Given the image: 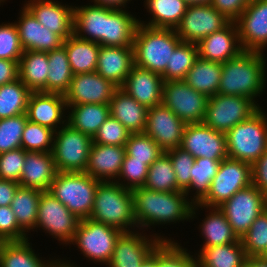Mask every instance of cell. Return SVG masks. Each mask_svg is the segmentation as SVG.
<instances>
[{
	"instance_id": "7402d4cb",
	"label": "cell",
	"mask_w": 267,
	"mask_h": 267,
	"mask_svg": "<svg viewBox=\"0 0 267 267\" xmlns=\"http://www.w3.org/2000/svg\"><path fill=\"white\" fill-rule=\"evenodd\" d=\"M19 20L14 22L18 28L21 47L24 51L49 52L60 48L63 39L42 26L35 16L23 5Z\"/></svg>"
},
{
	"instance_id": "3957f363",
	"label": "cell",
	"mask_w": 267,
	"mask_h": 267,
	"mask_svg": "<svg viewBox=\"0 0 267 267\" xmlns=\"http://www.w3.org/2000/svg\"><path fill=\"white\" fill-rule=\"evenodd\" d=\"M90 218L122 232L136 231L137 223L131 190L115 181L100 182L96 189Z\"/></svg>"
},
{
	"instance_id": "4dcf8cb0",
	"label": "cell",
	"mask_w": 267,
	"mask_h": 267,
	"mask_svg": "<svg viewBox=\"0 0 267 267\" xmlns=\"http://www.w3.org/2000/svg\"><path fill=\"white\" fill-rule=\"evenodd\" d=\"M88 4L74 7L73 34L104 46L105 7Z\"/></svg>"
},
{
	"instance_id": "7a4b0ae2",
	"label": "cell",
	"mask_w": 267,
	"mask_h": 267,
	"mask_svg": "<svg viewBox=\"0 0 267 267\" xmlns=\"http://www.w3.org/2000/svg\"><path fill=\"white\" fill-rule=\"evenodd\" d=\"M265 54L242 51L237 57L222 63L218 94L248 97L256 102L266 87Z\"/></svg>"
},
{
	"instance_id": "9f6ffc18",
	"label": "cell",
	"mask_w": 267,
	"mask_h": 267,
	"mask_svg": "<svg viewBox=\"0 0 267 267\" xmlns=\"http://www.w3.org/2000/svg\"><path fill=\"white\" fill-rule=\"evenodd\" d=\"M30 239L18 225L10 206H0V242L24 241Z\"/></svg>"
},
{
	"instance_id": "5bb4252c",
	"label": "cell",
	"mask_w": 267,
	"mask_h": 267,
	"mask_svg": "<svg viewBox=\"0 0 267 267\" xmlns=\"http://www.w3.org/2000/svg\"><path fill=\"white\" fill-rule=\"evenodd\" d=\"M229 22L211 5L188 6L175 31L181 41L197 44Z\"/></svg>"
},
{
	"instance_id": "816d5d0a",
	"label": "cell",
	"mask_w": 267,
	"mask_h": 267,
	"mask_svg": "<svg viewBox=\"0 0 267 267\" xmlns=\"http://www.w3.org/2000/svg\"><path fill=\"white\" fill-rule=\"evenodd\" d=\"M169 156L173 170L176 174L177 188L179 191H186L190 186L192 167L195 158L181 147L165 151Z\"/></svg>"
},
{
	"instance_id": "7c38bea8",
	"label": "cell",
	"mask_w": 267,
	"mask_h": 267,
	"mask_svg": "<svg viewBox=\"0 0 267 267\" xmlns=\"http://www.w3.org/2000/svg\"><path fill=\"white\" fill-rule=\"evenodd\" d=\"M208 97L190 87L184 80L164 81L162 104L185 124L202 123Z\"/></svg>"
},
{
	"instance_id": "7dc6e473",
	"label": "cell",
	"mask_w": 267,
	"mask_h": 267,
	"mask_svg": "<svg viewBox=\"0 0 267 267\" xmlns=\"http://www.w3.org/2000/svg\"><path fill=\"white\" fill-rule=\"evenodd\" d=\"M55 131L27 120L21 139V148L31 152H51Z\"/></svg>"
},
{
	"instance_id": "bcb514c9",
	"label": "cell",
	"mask_w": 267,
	"mask_h": 267,
	"mask_svg": "<svg viewBox=\"0 0 267 267\" xmlns=\"http://www.w3.org/2000/svg\"><path fill=\"white\" fill-rule=\"evenodd\" d=\"M125 153L132 160L144 161L150 166L157 158L165 153L162 148L145 133H131L125 144Z\"/></svg>"
},
{
	"instance_id": "d4e9b609",
	"label": "cell",
	"mask_w": 267,
	"mask_h": 267,
	"mask_svg": "<svg viewBox=\"0 0 267 267\" xmlns=\"http://www.w3.org/2000/svg\"><path fill=\"white\" fill-rule=\"evenodd\" d=\"M134 66L133 46H100L96 72L121 88Z\"/></svg>"
},
{
	"instance_id": "8d00e7d4",
	"label": "cell",
	"mask_w": 267,
	"mask_h": 267,
	"mask_svg": "<svg viewBox=\"0 0 267 267\" xmlns=\"http://www.w3.org/2000/svg\"><path fill=\"white\" fill-rule=\"evenodd\" d=\"M221 74L222 63L198 57L187 72L184 81L197 92L211 97L218 93Z\"/></svg>"
},
{
	"instance_id": "83f0119b",
	"label": "cell",
	"mask_w": 267,
	"mask_h": 267,
	"mask_svg": "<svg viewBox=\"0 0 267 267\" xmlns=\"http://www.w3.org/2000/svg\"><path fill=\"white\" fill-rule=\"evenodd\" d=\"M203 208L209 210V213L205 215L206 217L199 225L204 240L202 248L226 245L240 239L218 207H204L199 203H194L191 210V220L196 218L197 210Z\"/></svg>"
},
{
	"instance_id": "f35d334b",
	"label": "cell",
	"mask_w": 267,
	"mask_h": 267,
	"mask_svg": "<svg viewBox=\"0 0 267 267\" xmlns=\"http://www.w3.org/2000/svg\"><path fill=\"white\" fill-rule=\"evenodd\" d=\"M41 190L19 186L11 202L18 225L28 234L34 231L38 218Z\"/></svg>"
},
{
	"instance_id": "681fc988",
	"label": "cell",
	"mask_w": 267,
	"mask_h": 267,
	"mask_svg": "<svg viewBox=\"0 0 267 267\" xmlns=\"http://www.w3.org/2000/svg\"><path fill=\"white\" fill-rule=\"evenodd\" d=\"M26 114L0 119V153L21 148Z\"/></svg>"
},
{
	"instance_id": "e7e4bbea",
	"label": "cell",
	"mask_w": 267,
	"mask_h": 267,
	"mask_svg": "<svg viewBox=\"0 0 267 267\" xmlns=\"http://www.w3.org/2000/svg\"><path fill=\"white\" fill-rule=\"evenodd\" d=\"M139 267H156V247L153 249L151 255L147 257Z\"/></svg>"
},
{
	"instance_id": "a7ac6f4b",
	"label": "cell",
	"mask_w": 267,
	"mask_h": 267,
	"mask_svg": "<svg viewBox=\"0 0 267 267\" xmlns=\"http://www.w3.org/2000/svg\"><path fill=\"white\" fill-rule=\"evenodd\" d=\"M259 256L267 260V246L266 249Z\"/></svg>"
},
{
	"instance_id": "d590c367",
	"label": "cell",
	"mask_w": 267,
	"mask_h": 267,
	"mask_svg": "<svg viewBox=\"0 0 267 267\" xmlns=\"http://www.w3.org/2000/svg\"><path fill=\"white\" fill-rule=\"evenodd\" d=\"M73 74L96 71L100 45L74 34L63 41Z\"/></svg>"
},
{
	"instance_id": "d6a6232c",
	"label": "cell",
	"mask_w": 267,
	"mask_h": 267,
	"mask_svg": "<svg viewBox=\"0 0 267 267\" xmlns=\"http://www.w3.org/2000/svg\"><path fill=\"white\" fill-rule=\"evenodd\" d=\"M48 53L24 51L18 63L19 79L32 91L47 93Z\"/></svg>"
},
{
	"instance_id": "6da1fadb",
	"label": "cell",
	"mask_w": 267,
	"mask_h": 267,
	"mask_svg": "<svg viewBox=\"0 0 267 267\" xmlns=\"http://www.w3.org/2000/svg\"><path fill=\"white\" fill-rule=\"evenodd\" d=\"M131 192L138 230L191 219L194 203L184 191L159 192L143 186L132 189Z\"/></svg>"
},
{
	"instance_id": "f546056e",
	"label": "cell",
	"mask_w": 267,
	"mask_h": 267,
	"mask_svg": "<svg viewBox=\"0 0 267 267\" xmlns=\"http://www.w3.org/2000/svg\"><path fill=\"white\" fill-rule=\"evenodd\" d=\"M138 20L128 10L105 7L104 46H133Z\"/></svg>"
},
{
	"instance_id": "f5cc1de1",
	"label": "cell",
	"mask_w": 267,
	"mask_h": 267,
	"mask_svg": "<svg viewBox=\"0 0 267 267\" xmlns=\"http://www.w3.org/2000/svg\"><path fill=\"white\" fill-rule=\"evenodd\" d=\"M131 132L113 116H109L93 137V143L125 146Z\"/></svg>"
},
{
	"instance_id": "4316f807",
	"label": "cell",
	"mask_w": 267,
	"mask_h": 267,
	"mask_svg": "<svg viewBox=\"0 0 267 267\" xmlns=\"http://www.w3.org/2000/svg\"><path fill=\"white\" fill-rule=\"evenodd\" d=\"M56 173L57 169L51 152L26 151L19 184L42 192L48 191Z\"/></svg>"
},
{
	"instance_id": "836d02e7",
	"label": "cell",
	"mask_w": 267,
	"mask_h": 267,
	"mask_svg": "<svg viewBox=\"0 0 267 267\" xmlns=\"http://www.w3.org/2000/svg\"><path fill=\"white\" fill-rule=\"evenodd\" d=\"M197 267H245L247 255L241 240L226 245L201 248L195 256Z\"/></svg>"
},
{
	"instance_id": "b9f144b4",
	"label": "cell",
	"mask_w": 267,
	"mask_h": 267,
	"mask_svg": "<svg viewBox=\"0 0 267 267\" xmlns=\"http://www.w3.org/2000/svg\"><path fill=\"white\" fill-rule=\"evenodd\" d=\"M221 161L222 160H213L208 158H195V162L191 169L190 186L185 191V194L189 198V195H191L189 193L196 190L195 194L190 196V200L193 203H199L207 195L211 182L217 174Z\"/></svg>"
},
{
	"instance_id": "277c9868",
	"label": "cell",
	"mask_w": 267,
	"mask_h": 267,
	"mask_svg": "<svg viewBox=\"0 0 267 267\" xmlns=\"http://www.w3.org/2000/svg\"><path fill=\"white\" fill-rule=\"evenodd\" d=\"M180 42L175 29L155 28L139 23L133 42L134 65L161 75Z\"/></svg>"
},
{
	"instance_id": "603a6c76",
	"label": "cell",
	"mask_w": 267,
	"mask_h": 267,
	"mask_svg": "<svg viewBox=\"0 0 267 267\" xmlns=\"http://www.w3.org/2000/svg\"><path fill=\"white\" fill-rule=\"evenodd\" d=\"M196 45L198 57L219 63H225L243 51L234 21H230L222 29L204 37Z\"/></svg>"
},
{
	"instance_id": "52a82bcc",
	"label": "cell",
	"mask_w": 267,
	"mask_h": 267,
	"mask_svg": "<svg viewBox=\"0 0 267 267\" xmlns=\"http://www.w3.org/2000/svg\"><path fill=\"white\" fill-rule=\"evenodd\" d=\"M123 232L115 227L82 219L78 223L73 240L69 244L76 245L81 254L95 264L108 265L111 261L117 239Z\"/></svg>"
},
{
	"instance_id": "ab89813d",
	"label": "cell",
	"mask_w": 267,
	"mask_h": 267,
	"mask_svg": "<svg viewBox=\"0 0 267 267\" xmlns=\"http://www.w3.org/2000/svg\"><path fill=\"white\" fill-rule=\"evenodd\" d=\"M49 71L47 75V93L65 94L71 84L73 72L65 47L47 52Z\"/></svg>"
},
{
	"instance_id": "db71d44e",
	"label": "cell",
	"mask_w": 267,
	"mask_h": 267,
	"mask_svg": "<svg viewBox=\"0 0 267 267\" xmlns=\"http://www.w3.org/2000/svg\"><path fill=\"white\" fill-rule=\"evenodd\" d=\"M23 52L16 24H0V58L19 61Z\"/></svg>"
},
{
	"instance_id": "ba28073f",
	"label": "cell",
	"mask_w": 267,
	"mask_h": 267,
	"mask_svg": "<svg viewBox=\"0 0 267 267\" xmlns=\"http://www.w3.org/2000/svg\"><path fill=\"white\" fill-rule=\"evenodd\" d=\"M92 142L67 123L55 131L51 153L57 172H85Z\"/></svg>"
},
{
	"instance_id": "484cf974",
	"label": "cell",
	"mask_w": 267,
	"mask_h": 267,
	"mask_svg": "<svg viewBox=\"0 0 267 267\" xmlns=\"http://www.w3.org/2000/svg\"><path fill=\"white\" fill-rule=\"evenodd\" d=\"M124 156L125 146L92 142L85 173L101 182L116 181L121 171Z\"/></svg>"
},
{
	"instance_id": "f907efd6",
	"label": "cell",
	"mask_w": 267,
	"mask_h": 267,
	"mask_svg": "<svg viewBox=\"0 0 267 267\" xmlns=\"http://www.w3.org/2000/svg\"><path fill=\"white\" fill-rule=\"evenodd\" d=\"M148 170L149 166L144 161L132 160V157L125 153L120 174L115 182L130 190L143 187L147 180Z\"/></svg>"
},
{
	"instance_id": "9a60e30c",
	"label": "cell",
	"mask_w": 267,
	"mask_h": 267,
	"mask_svg": "<svg viewBox=\"0 0 267 267\" xmlns=\"http://www.w3.org/2000/svg\"><path fill=\"white\" fill-rule=\"evenodd\" d=\"M194 158L224 160L228 158L226 134L202 123L186 124L180 146Z\"/></svg>"
},
{
	"instance_id": "5b68a950",
	"label": "cell",
	"mask_w": 267,
	"mask_h": 267,
	"mask_svg": "<svg viewBox=\"0 0 267 267\" xmlns=\"http://www.w3.org/2000/svg\"><path fill=\"white\" fill-rule=\"evenodd\" d=\"M100 182L85 172H57L48 192L82 220L90 218Z\"/></svg>"
},
{
	"instance_id": "6f0895ef",
	"label": "cell",
	"mask_w": 267,
	"mask_h": 267,
	"mask_svg": "<svg viewBox=\"0 0 267 267\" xmlns=\"http://www.w3.org/2000/svg\"><path fill=\"white\" fill-rule=\"evenodd\" d=\"M251 0H212L211 6L228 20L235 21L246 9Z\"/></svg>"
},
{
	"instance_id": "44dd1931",
	"label": "cell",
	"mask_w": 267,
	"mask_h": 267,
	"mask_svg": "<svg viewBox=\"0 0 267 267\" xmlns=\"http://www.w3.org/2000/svg\"><path fill=\"white\" fill-rule=\"evenodd\" d=\"M65 96L59 93L32 92L26 115L29 121L57 131L67 123Z\"/></svg>"
},
{
	"instance_id": "89a4df30",
	"label": "cell",
	"mask_w": 267,
	"mask_h": 267,
	"mask_svg": "<svg viewBox=\"0 0 267 267\" xmlns=\"http://www.w3.org/2000/svg\"><path fill=\"white\" fill-rule=\"evenodd\" d=\"M5 1H6V0H0V5H2L1 3H2V2L4 3Z\"/></svg>"
},
{
	"instance_id": "03108f58",
	"label": "cell",
	"mask_w": 267,
	"mask_h": 267,
	"mask_svg": "<svg viewBox=\"0 0 267 267\" xmlns=\"http://www.w3.org/2000/svg\"><path fill=\"white\" fill-rule=\"evenodd\" d=\"M188 6L211 5L212 0H183Z\"/></svg>"
},
{
	"instance_id": "e0dca14e",
	"label": "cell",
	"mask_w": 267,
	"mask_h": 267,
	"mask_svg": "<svg viewBox=\"0 0 267 267\" xmlns=\"http://www.w3.org/2000/svg\"><path fill=\"white\" fill-rule=\"evenodd\" d=\"M234 22L243 51L263 53L267 47V0H251Z\"/></svg>"
},
{
	"instance_id": "d6986e66",
	"label": "cell",
	"mask_w": 267,
	"mask_h": 267,
	"mask_svg": "<svg viewBox=\"0 0 267 267\" xmlns=\"http://www.w3.org/2000/svg\"><path fill=\"white\" fill-rule=\"evenodd\" d=\"M118 89L96 71L74 74L68 91L64 94L66 105L109 104Z\"/></svg>"
},
{
	"instance_id": "680465c9",
	"label": "cell",
	"mask_w": 267,
	"mask_h": 267,
	"mask_svg": "<svg viewBox=\"0 0 267 267\" xmlns=\"http://www.w3.org/2000/svg\"><path fill=\"white\" fill-rule=\"evenodd\" d=\"M252 185L267 196V150L252 165Z\"/></svg>"
},
{
	"instance_id": "cb8c5ba5",
	"label": "cell",
	"mask_w": 267,
	"mask_h": 267,
	"mask_svg": "<svg viewBox=\"0 0 267 267\" xmlns=\"http://www.w3.org/2000/svg\"><path fill=\"white\" fill-rule=\"evenodd\" d=\"M163 83L162 75L134 65L121 89L140 104L151 108L162 104Z\"/></svg>"
},
{
	"instance_id": "11a10c76",
	"label": "cell",
	"mask_w": 267,
	"mask_h": 267,
	"mask_svg": "<svg viewBox=\"0 0 267 267\" xmlns=\"http://www.w3.org/2000/svg\"><path fill=\"white\" fill-rule=\"evenodd\" d=\"M26 151L22 148L0 153V179L19 183L25 164Z\"/></svg>"
},
{
	"instance_id": "8fae6325",
	"label": "cell",
	"mask_w": 267,
	"mask_h": 267,
	"mask_svg": "<svg viewBox=\"0 0 267 267\" xmlns=\"http://www.w3.org/2000/svg\"><path fill=\"white\" fill-rule=\"evenodd\" d=\"M218 208L226 216L233 231L241 238L255 219L267 209V196L251 184L237 191Z\"/></svg>"
},
{
	"instance_id": "30bf717a",
	"label": "cell",
	"mask_w": 267,
	"mask_h": 267,
	"mask_svg": "<svg viewBox=\"0 0 267 267\" xmlns=\"http://www.w3.org/2000/svg\"><path fill=\"white\" fill-rule=\"evenodd\" d=\"M252 184L251 164L231 158L221 161L207 195L199 202L204 207H219L237 191Z\"/></svg>"
},
{
	"instance_id": "7bdbcfd3",
	"label": "cell",
	"mask_w": 267,
	"mask_h": 267,
	"mask_svg": "<svg viewBox=\"0 0 267 267\" xmlns=\"http://www.w3.org/2000/svg\"><path fill=\"white\" fill-rule=\"evenodd\" d=\"M198 58V49L195 43L181 41L171 54L165 71L161 74L164 81L184 80L187 72Z\"/></svg>"
},
{
	"instance_id": "4fadbf2b",
	"label": "cell",
	"mask_w": 267,
	"mask_h": 267,
	"mask_svg": "<svg viewBox=\"0 0 267 267\" xmlns=\"http://www.w3.org/2000/svg\"><path fill=\"white\" fill-rule=\"evenodd\" d=\"M80 220L48 191H43L38 203V218L35 231L42 228L61 244L73 240Z\"/></svg>"
},
{
	"instance_id": "003e7915",
	"label": "cell",
	"mask_w": 267,
	"mask_h": 267,
	"mask_svg": "<svg viewBox=\"0 0 267 267\" xmlns=\"http://www.w3.org/2000/svg\"><path fill=\"white\" fill-rule=\"evenodd\" d=\"M60 267H80V266H78V265H74V262L73 263H71V261L70 260H62L61 258H60Z\"/></svg>"
},
{
	"instance_id": "f1b7e54d",
	"label": "cell",
	"mask_w": 267,
	"mask_h": 267,
	"mask_svg": "<svg viewBox=\"0 0 267 267\" xmlns=\"http://www.w3.org/2000/svg\"><path fill=\"white\" fill-rule=\"evenodd\" d=\"M110 115L131 133H144L148 108L118 88L109 102Z\"/></svg>"
},
{
	"instance_id": "2e32d148",
	"label": "cell",
	"mask_w": 267,
	"mask_h": 267,
	"mask_svg": "<svg viewBox=\"0 0 267 267\" xmlns=\"http://www.w3.org/2000/svg\"><path fill=\"white\" fill-rule=\"evenodd\" d=\"M139 231L136 229L132 232H123L119 236L107 267H139L161 240H174L161 234H152L149 237L143 233L144 231Z\"/></svg>"
},
{
	"instance_id": "94428289",
	"label": "cell",
	"mask_w": 267,
	"mask_h": 267,
	"mask_svg": "<svg viewBox=\"0 0 267 267\" xmlns=\"http://www.w3.org/2000/svg\"><path fill=\"white\" fill-rule=\"evenodd\" d=\"M20 184L16 181L0 179V206H10Z\"/></svg>"
},
{
	"instance_id": "1f68e13d",
	"label": "cell",
	"mask_w": 267,
	"mask_h": 267,
	"mask_svg": "<svg viewBox=\"0 0 267 267\" xmlns=\"http://www.w3.org/2000/svg\"><path fill=\"white\" fill-rule=\"evenodd\" d=\"M29 240L0 242V267H60V259H41ZM44 260V261H43Z\"/></svg>"
},
{
	"instance_id": "6125c7cd",
	"label": "cell",
	"mask_w": 267,
	"mask_h": 267,
	"mask_svg": "<svg viewBox=\"0 0 267 267\" xmlns=\"http://www.w3.org/2000/svg\"><path fill=\"white\" fill-rule=\"evenodd\" d=\"M91 1V0H90ZM132 0H93L94 5H99L111 9H126L127 3ZM126 6V7H125Z\"/></svg>"
},
{
	"instance_id": "8992f818",
	"label": "cell",
	"mask_w": 267,
	"mask_h": 267,
	"mask_svg": "<svg viewBox=\"0 0 267 267\" xmlns=\"http://www.w3.org/2000/svg\"><path fill=\"white\" fill-rule=\"evenodd\" d=\"M228 158L251 165L267 150V113L260 108L226 133Z\"/></svg>"
},
{
	"instance_id": "e575fe53",
	"label": "cell",
	"mask_w": 267,
	"mask_h": 267,
	"mask_svg": "<svg viewBox=\"0 0 267 267\" xmlns=\"http://www.w3.org/2000/svg\"><path fill=\"white\" fill-rule=\"evenodd\" d=\"M68 111L67 124L73 129L85 133L92 139L99 127L110 116L109 104L66 105Z\"/></svg>"
},
{
	"instance_id": "be15d7a7",
	"label": "cell",
	"mask_w": 267,
	"mask_h": 267,
	"mask_svg": "<svg viewBox=\"0 0 267 267\" xmlns=\"http://www.w3.org/2000/svg\"><path fill=\"white\" fill-rule=\"evenodd\" d=\"M247 267H267V260L260 256H249L246 259Z\"/></svg>"
},
{
	"instance_id": "ac0fdd59",
	"label": "cell",
	"mask_w": 267,
	"mask_h": 267,
	"mask_svg": "<svg viewBox=\"0 0 267 267\" xmlns=\"http://www.w3.org/2000/svg\"><path fill=\"white\" fill-rule=\"evenodd\" d=\"M186 124L163 104L148 108L144 133L162 150L180 147Z\"/></svg>"
},
{
	"instance_id": "f6af8a7d",
	"label": "cell",
	"mask_w": 267,
	"mask_h": 267,
	"mask_svg": "<svg viewBox=\"0 0 267 267\" xmlns=\"http://www.w3.org/2000/svg\"><path fill=\"white\" fill-rule=\"evenodd\" d=\"M191 254L175 240H161L156 246V267H197Z\"/></svg>"
},
{
	"instance_id": "ffe728a7",
	"label": "cell",
	"mask_w": 267,
	"mask_h": 267,
	"mask_svg": "<svg viewBox=\"0 0 267 267\" xmlns=\"http://www.w3.org/2000/svg\"><path fill=\"white\" fill-rule=\"evenodd\" d=\"M24 6L42 26L49 28L63 40L73 35L75 6L55 0H28Z\"/></svg>"
},
{
	"instance_id": "91938a15",
	"label": "cell",
	"mask_w": 267,
	"mask_h": 267,
	"mask_svg": "<svg viewBox=\"0 0 267 267\" xmlns=\"http://www.w3.org/2000/svg\"><path fill=\"white\" fill-rule=\"evenodd\" d=\"M18 63L19 61L0 58V86L19 78Z\"/></svg>"
},
{
	"instance_id": "9c48e42d",
	"label": "cell",
	"mask_w": 267,
	"mask_h": 267,
	"mask_svg": "<svg viewBox=\"0 0 267 267\" xmlns=\"http://www.w3.org/2000/svg\"><path fill=\"white\" fill-rule=\"evenodd\" d=\"M261 107L248 97L216 94L208 97L203 123L215 131L227 133L246 121Z\"/></svg>"
},
{
	"instance_id": "ee69618b",
	"label": "cell",
	"mask_w": 267,
	"mask_h": 267,
	"mask_svg": "<svg viewBox=\"0 0 267 267\" xmlns=\"http://www.w3.org/2000/svg\"><path fill=\"white\" fill-rule=\"evenodd\" d=\"M144 187L159 192L179 191L172 162L166 153H163L149 166Z\"/></svg>"
},
{
	"instance_id": "74e56055",
	"label": "cell",
	"mask_w": 267,
	"mask_h": 267,
	"mask_svg": "<svg viewBox=\"0 0 267 267\" xmlns=\"http://www.w3.org/2000/svg\"><path fill=\"white\" fill-rule=\"evenodd\" d=\"M144 3L152 19L148 23L142 20L138 22L155 28L175 29L188 7L183 0H145Z\"/></svg>"
},
{
	"instance_id": "60d3db41",
	"label": "cell",
	"mask_w": 267,
	"mask_h": 267,
	"mask_svg": "<svg viewBox=\"0 0 267 267\" xmlns=\"http://www.w3.org/2000/svg\"><path fill=\"white\" fill-rule=\"evenodd\" d=\"M31 93L19 78L0 86V119L26 114Z\"/></svg>"
},
{
	"instance_id": "c3c4849f",
	"label": "cell",
	"mask_w": 267,
	"mask_h": 267,
	"mask_svg": "<svg viewBox=\"0 0 267 267\" xmlns=\"http://www.w3.org/2000/svg\"><path fill=\"white\" fill-rule=\"evenodd\" d=\"M247 257L259 256L267 246V209L251 224L240 238Z\"/></svg>"
}]
</instances>
